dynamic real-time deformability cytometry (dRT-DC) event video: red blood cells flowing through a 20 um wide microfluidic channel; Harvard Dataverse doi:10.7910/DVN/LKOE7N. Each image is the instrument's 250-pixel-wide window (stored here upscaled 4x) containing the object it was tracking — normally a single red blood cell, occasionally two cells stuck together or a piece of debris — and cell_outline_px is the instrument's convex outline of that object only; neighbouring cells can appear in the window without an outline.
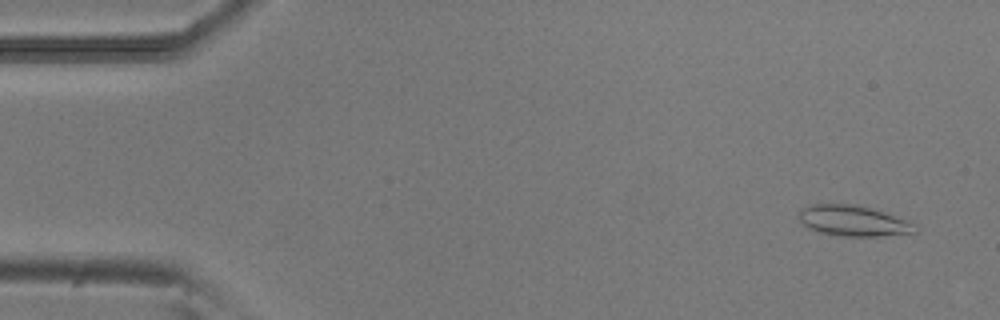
{"species": "common noctule bat (a hibernating species)", "species_latin": "Nyctalus noctula", "temperature_condition": "room temperature", "stored_images_in_passage": 52, "camera_frame_rate_fps": 3000, "um_per_image_px": 0.085, "animal": {"sex": "male", "body_mass_g": 20.5, "forearm_length_mm": 52.5}, "frame": {"image": 1, "passage_image": 3, "time_ms": 0.667, "image_size_px": [1000, 320], "cell_outline_px": [[920, 228], [916, 232], [880, 236], [844, 236], [820, 232], [804, 224], [800, 220], [800, 208], [808, 204], [856, 204], [908, 220], [916, 224]], "centroid_in_image_um": [72.57, 18.76], "position_along_channel_um": 12.4, "area_um2": 20.58}}
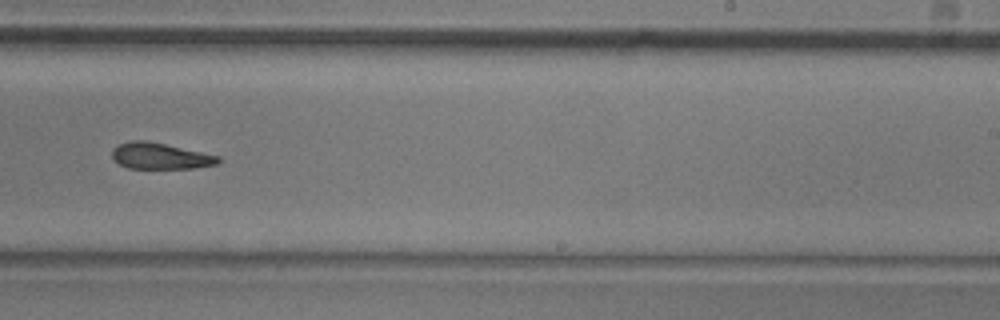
{"frame": {"image": 2, "passage_image": 32, "time_ms": 10.333, "image_size_px": [1000, 320], "cell_outline_px": [[220, 160], [216, 164], [196, 168], [128, 168], [120, 164], [112, 156], [112, 148], [116, 144], [132, 140], [144, 140], [164, 144], [220, 156]], "centroid_in_image_um": [13.59, 13.25], "position_along_channel_um": 275.4, "area_um2": 16.07}}
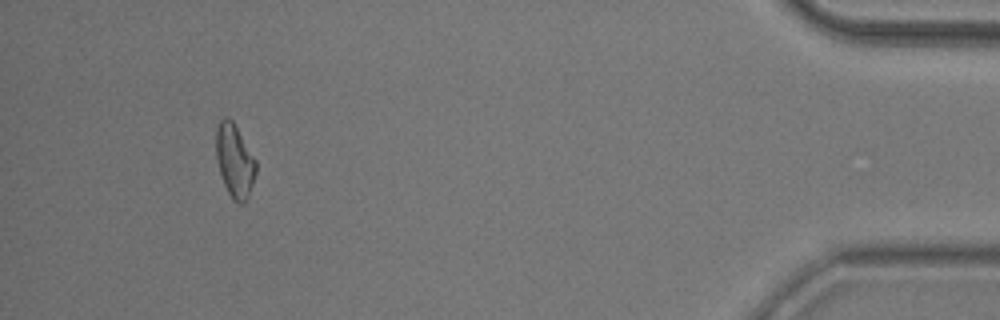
{"frame": {"image": 3, "passage_image": 48, "time_ms": 15.667, "image_size_px": [1000, 320], "cell_outline_px": [[256, 172], [248, 196], [244, 204], [240, 204], [232, 200], [224, 184], [216, 160], [216, 128], [220, 120], [224, 116], [228, 116], [232, 120], [256, 160]], "centroid_in_image_um": [19.93, 13.66], "position_along_channel_um": 415.3, "area_um2": 16.99}, "authors_computed_cell_mechanics": {"area_um2": 17.3111, "velocity_mm_per_s": 3.8868, "shape_relaxation_time_tau1_ms": null, "shape_relaxation_time_tau2_ms": 6.736, "deformation_change_tau1": null, "deformation_change_tau2": 0.153}}